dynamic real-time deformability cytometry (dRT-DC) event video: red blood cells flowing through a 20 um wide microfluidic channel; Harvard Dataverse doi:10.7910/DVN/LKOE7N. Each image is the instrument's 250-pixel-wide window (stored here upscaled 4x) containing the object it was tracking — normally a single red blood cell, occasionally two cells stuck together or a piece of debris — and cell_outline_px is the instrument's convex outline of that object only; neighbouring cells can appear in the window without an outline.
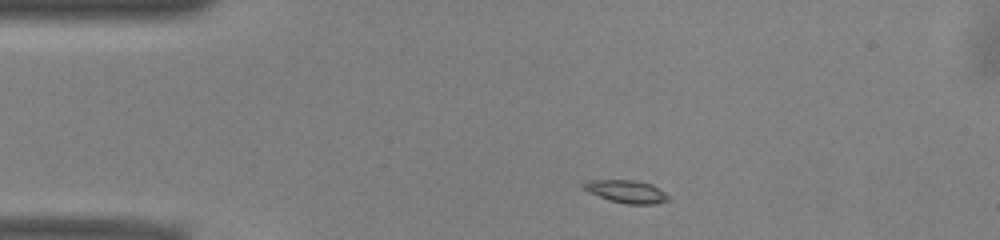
{"species": "common noctule bat (a hibernating species)", "species_latin": "Nyctalus noctula", "temperature_condition": "warm", "stored_images_in_passage": 46, "camera_frame_rate_fps": 3000, "um_per_image_px": 0.085, "animal": {"sex": "male", "body_mass_g": 13.0, "forearm_length_mm": 53.1}, "frame": {"image": 1, "passage_image": 4, "time_ms": 1.0, "image_size_px": [1000, 240], "cell_outline_px": [[668, 200], [656, 204], [628, 204], [612, 200], [588, 192], [580, 188], [580, 184], [588, 180], [632, 180], [652, 184], [664, 192], [668, 196]], "centroid_in_image_um": [53.2, 16.26], "position_along_channel_um": 31.8, "area_um2": 11.16}}
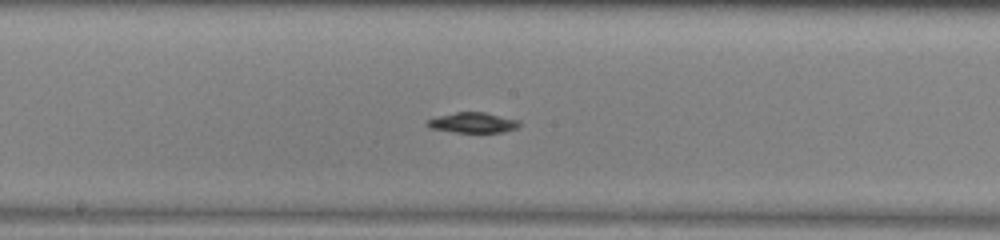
{"frame": {"image": 2, "passage_image": 21, "time_ms": 6.667, "image_size_px": [1000, 240], "cell_outline_px": [[520, 124], [516, 128], [504, 132], [456, 132], [432, 128], [428, 124], [428, 120], [440, 116], [456, 112], [484, 112], [520, 120]], "centroid_in_image_um": [40.27, 10.42], "position_along_channel_um": 207.9, "area_um2": 10.64}}
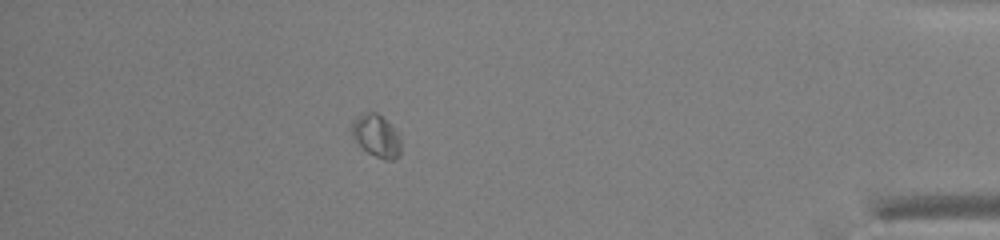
{"frame": {"image": 3, "passage_image": 40, "time_ms": 13.0, "image_size_px": [1000, 240], "cell_outline_px": [[400, 152], [392, 160], [384, 160], [368, 152], [352, 136], [352, 120], [364, 112], [376, 112], [400, 136]], "centroid_in_image_um": [31.97, 11.54], "position_along_channel_um": 403.2, "area_um2": 11.68}, "authors_computed_cell_mechanics": {"area_um2": 11.0976, "velocity_mm_per_s": 3.883, "shape_relaxation_time_tau1_ms": 3.1199, "shape_relaxation_time_tau2_ms": null, "deformation_change_tau1": 0.1301, "deformation_change_tau2": null}}